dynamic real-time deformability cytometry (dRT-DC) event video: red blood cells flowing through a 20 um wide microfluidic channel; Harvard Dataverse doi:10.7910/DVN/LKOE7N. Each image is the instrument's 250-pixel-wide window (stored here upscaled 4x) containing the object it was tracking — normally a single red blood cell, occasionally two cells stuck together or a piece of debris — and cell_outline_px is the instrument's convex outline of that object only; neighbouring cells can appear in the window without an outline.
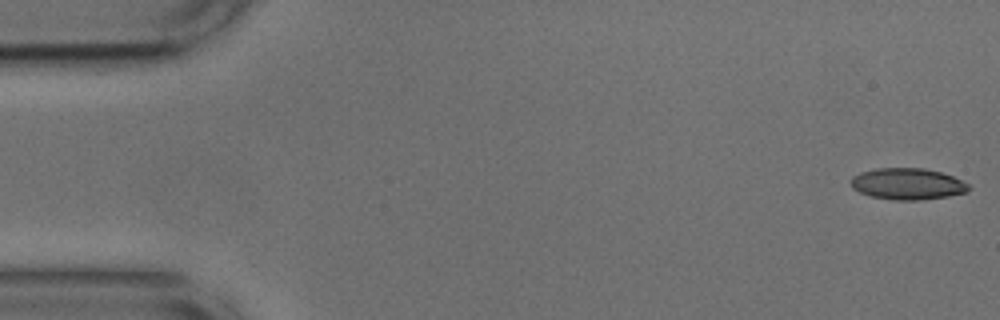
{"species": "common noctule bat (a hibernating species)", "species_latin": "Nyctalus noctula", "temperature_condition": "cold", "stored_images_in_passage": 19, "camera_frame_rate_fps": 3000, "um_per_image_px": 0.085, "animal": {"sex": "male", "body_mass_g": 17.9, "forearm_length_mm": 54.2}, "frame": {"image": 1, "passage_image": 1, "time_ms": 0.0, "image_size_px": [1000, 320], "cell_outline_px": [[972, 188], [968, 192], [948, 196], [920, 200], [892, 200], [872, 196], [860, 192], [852, 188], [852, 176], [860, 172], [876, 168], [924, 168], [940, 172], [952, 176], [968, 184]], "centroid_in_image_um": [77.15, 15.63], "position_along_channel_um": 7.8, "area_um2": 21.56}}
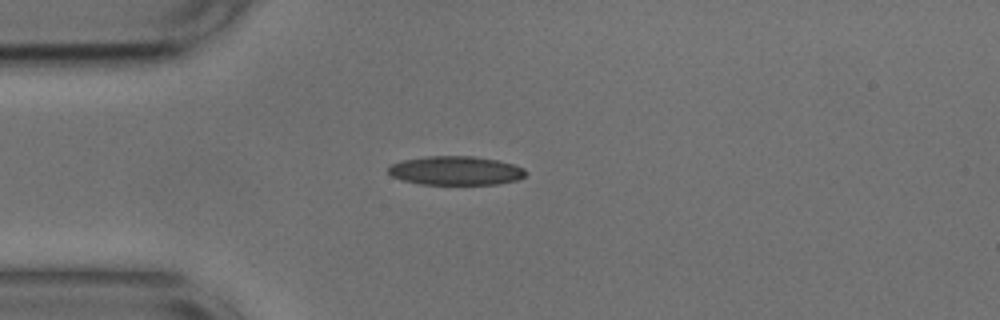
{"frame": {"image": 2, "passage_image": 13, "time_ms": 4.0, "image_size_px": [1000, 320], "cell_outline_px": [[528, 172], [524, 176], [516, 180], [496, 184], [420, 184], [400, 180], [392, 176], [388, 172], [388, 168], [392, 164], [404, 160], [428, 156], [472, 156], [496, 160], [512, 164], [524, 168]], "centroid_in_image_um": [38.72, 14.51], "position_along_channel_um": 46.3, "area_um2": 23.0}}